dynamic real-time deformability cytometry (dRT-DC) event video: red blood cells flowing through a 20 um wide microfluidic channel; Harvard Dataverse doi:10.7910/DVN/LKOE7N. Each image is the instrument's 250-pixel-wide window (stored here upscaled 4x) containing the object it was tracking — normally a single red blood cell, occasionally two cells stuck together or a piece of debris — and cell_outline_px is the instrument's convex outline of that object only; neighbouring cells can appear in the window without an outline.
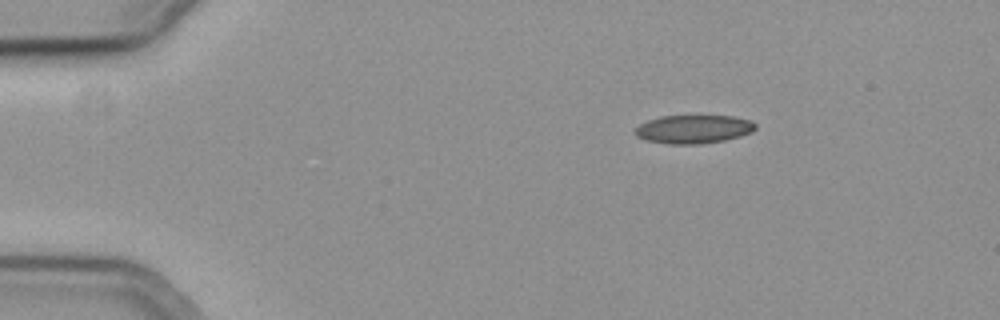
{"species": "common noctule bat (a hibernating species)", "species_latin": "Nyctalus noctula", "temperature_condition": "cold", "stored_images_in_passage": 6, "camera_frame_rate_fps": 3000, "um_per_image_px": 0.085, "animal": {"sex": "female", "body_mass_g": 19.3, "forearm_length_mm": 54.1}, "frame": {"image": 1, "passage_image": 1, "time_ms": 0.0, "image_size_px": [1000, 320], "cell_outline_px": [[756, 128], [752, 132], [740, 136], [724, 140], [700, 144], [668, 144], [648, 140], [636, 136], [636, 128], [640, 124], [648, 120], [660, 116], [732, 116], [752, 120], [756, 124]], "centroid_in_image_um": [58.98, 10.97], "position_along_channel_um": 26.0, "area_um2": 19.88}}